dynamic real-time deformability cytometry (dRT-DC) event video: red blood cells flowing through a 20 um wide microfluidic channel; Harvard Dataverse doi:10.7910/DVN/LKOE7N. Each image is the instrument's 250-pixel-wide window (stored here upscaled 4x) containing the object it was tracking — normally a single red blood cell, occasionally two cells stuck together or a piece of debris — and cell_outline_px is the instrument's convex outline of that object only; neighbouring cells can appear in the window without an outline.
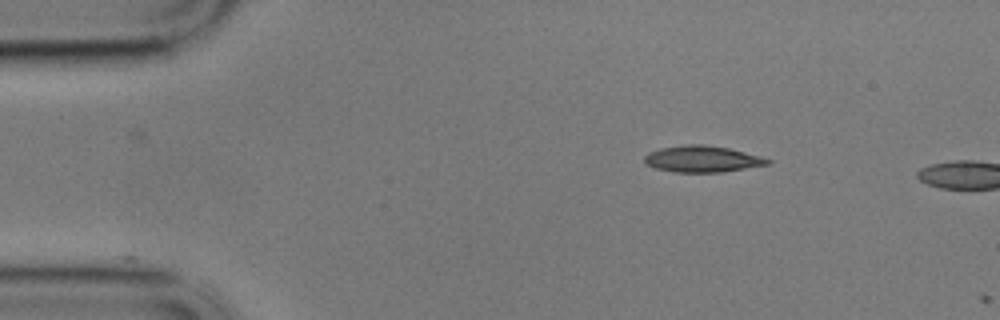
{"species": "common noctule bat (a hibernating species)", "species_latin": "Nyctalus noctula", "temperature_condition": "cold", "stored_images_in_passage": 2, "camera_frame_rate_fps": 3000, "um_per_image_px": 0.085, "animal": {"sex": "male", "body_mass_g": 17.9}, "frame": {"image": 1, "passage_image": 1, "time_ms": 0.0, "image_size_px": [1000, 320], "cell_outline_px": [[772, 160], [768, 164], [720, 172], [676, 172], [656, 168], [644, 164], [644, 156], [648, 152], [660, 148], [688, 144], [704, 144], [728, 148], [760, 156]], "centroid_in_image_um": [59.64, 13.5], "position_along_channel_um": 25.4, "area_um2": 18.79}}